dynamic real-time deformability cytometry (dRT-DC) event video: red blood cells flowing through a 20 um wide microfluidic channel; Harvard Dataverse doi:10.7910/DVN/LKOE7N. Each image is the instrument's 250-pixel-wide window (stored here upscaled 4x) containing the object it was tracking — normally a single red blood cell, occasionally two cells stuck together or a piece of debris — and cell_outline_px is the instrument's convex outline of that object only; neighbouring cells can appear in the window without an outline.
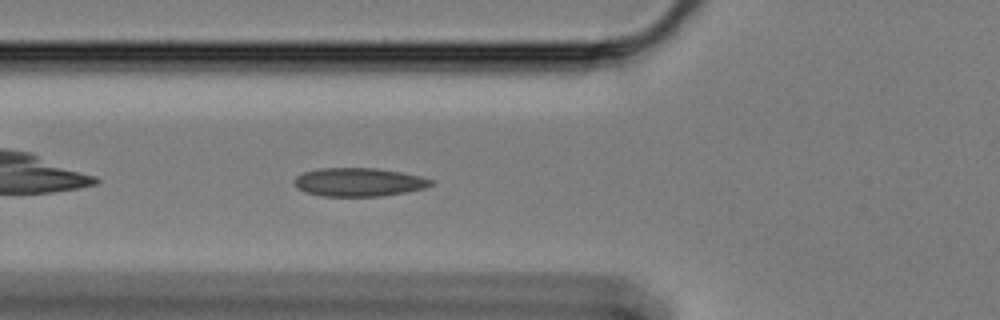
{"species": "Egyptian fruit bat (a non-hibernating species)", "species_latin": "Rousettus aegyptiacus", "temperature_condition": "cold", "stored_images_in_passage": 43, "camera_frame_rate_fps": 3000, "um_per_image_px": 0.085, "animal": {"sex": "female"}, "frame": {"image": 1, "passage_image": 5, "time_ms": 1.333, "image_size_px": [1000, 320], "cell_outline_px": [[432, 184], [424, 188], [404, 192], [380, 196], [320, 196], [296, 188], [292, 180], [296, 176], [304, 172], [320, 168], [376, 168], [400, 172], [420, 176], [432, 180]], "centroid_in_image_um": [30.44, 15.47], "position_along_channel_um": 95.4, "area_um2": 22.54}}
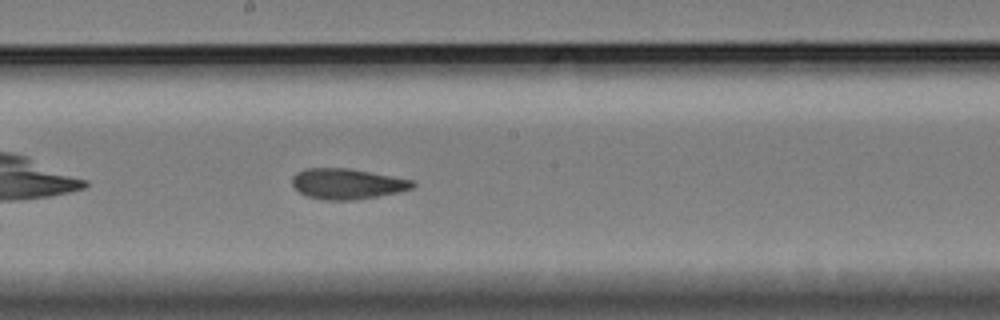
{"frame": {"image": 2, "passage_image": 16, "time_ms": 5.0, "image_size_px": [1000, 320], "cell_outline_px": [[416, 184], [412, 188], [396, 192], [376, 196], [352, 200], [324, 200], [308, 196], [300, 192], [292, 184], [292, 176], [296, 172], [304, 168], [352, 168], [412, 180]], "centroid_in_image_um": [29.47, 15.61], "position_along_channel_um": 218.7, "area_um2": 21.33}}
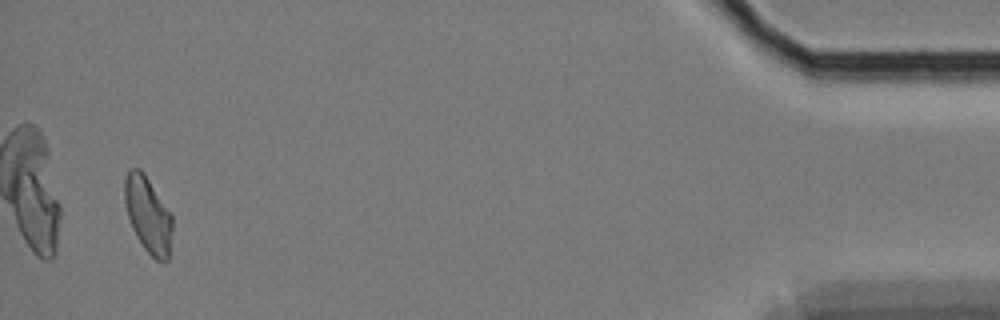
{"frame": {"image": 3, "passage_image": 41, "time_ms": 13.333, "image_size_px": [1000, 320], "cell_outline_px": [[172, 232], [168, 260], [164, 264], [156, 260], [144, 248], [136, 236], [132, 228], [128, 216], [124, 200], [124, 180], [128, 172], [132, 168], [140, 168], [144, 172], [172, 212]], "centroid_in_image_um": [12.6, 18.25], "position_along_channel_um": 422.6, "area_um2": 21.5}, "authors_computed_cell_mechanics": {"area_um2": 21.7328, "velocity_mm_per_s": 3.3487, "shape_relaxation_time_tau1_ms": null, "shape_relaxation_time_tau2_ms": 3.4667, "deformation_change_tau1": null, "deformation_change_tau2": 0.0755}}